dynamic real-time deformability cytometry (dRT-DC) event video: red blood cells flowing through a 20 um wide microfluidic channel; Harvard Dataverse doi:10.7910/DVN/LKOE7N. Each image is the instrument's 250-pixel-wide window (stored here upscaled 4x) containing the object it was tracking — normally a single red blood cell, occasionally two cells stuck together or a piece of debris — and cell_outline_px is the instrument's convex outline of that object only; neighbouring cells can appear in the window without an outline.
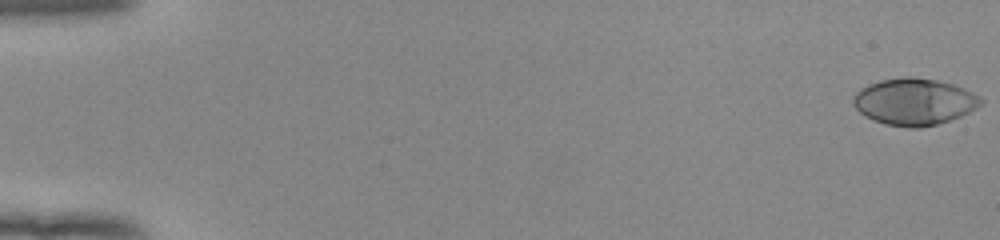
{"species": "human", "species_latin": "Homo sapiens", "temperature_condition": "room temperature", "stored_images_in_passage": 54, "camera_frame_rate_fps": 3000, "um_per_image_px": 0.085, "donor": {"sex": "female"}, "frame": {"image": 1, "passage_image": 1, "time_ms": 0.0, "image_size_px": [1000, 240], "cell_outline_px": [[984, 100], [976, 108], [960, 116], [936, 124], [920, 128], [908, 128], [884, 124], [872, 120], [864, 116], [852, 104], [852, 96], [860, 88], [868, 84], [880, 80], [904, 76], [912, 76], [936, 80], [952, 84], [964, 88], [980, 96]], "centroid_in_image_um": [77.67, 8.64], "position_along_channel_um": 7.3, "area_um2": 34.97}}
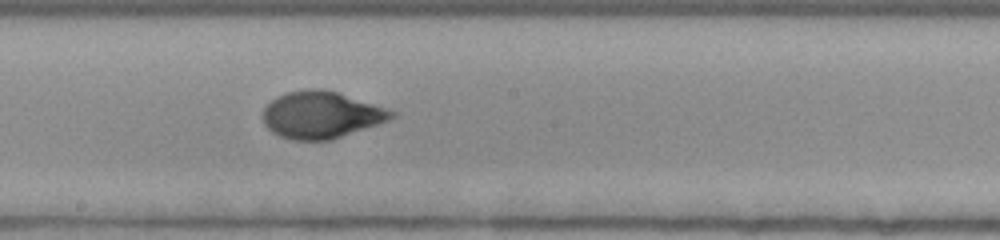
{"frame": {"image": 2, "passage_image": 31, "time_ms": 10.0, "image_size_px": [1000, 240], "cell_outline_px": [[396, 116], [388, 120], [332, 140], [292, 140], [280, 136], [272, 132], [264, 124], [264, 108], [276, 96], [288, 92], [312, 88], [324, 88], [396, 112]], "centroid_in_image_um": [27.27, 9.77], "position_along_channel_um": 220.9, "area_um2": 34.74}}
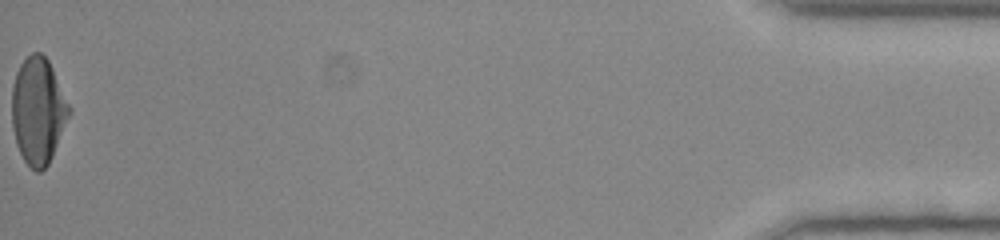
{"frame": {"image": 3, "passage_image": 54, "time_ms": 17.667, "image_size_px": [1000, 240], "cell_outline_px": [[72, 112], [52, 156], [48, 164], [40, 172], [36, 172], [24, 160], [16, 144], [12, 128], [12, 84], [16, 72], [20, 64], [32, 52], [40, 52], [48, 60], [72, 108]], "centroid_in_image_um": [3.24, 9.41], "position_along_channel_um": 432.0, "area_um2": 35.72}, "authors_computed_cell_mechanics": {"area_um2": 34.5066, "velocity_mm_per_s": 3.9543, "shape_relaxation_time_tau1_ms": 4.5899, "shape_relaxation_time_tau2_ms": null, "deformation_change_tau1": 0.237, "deformation_change_tau2": null}}